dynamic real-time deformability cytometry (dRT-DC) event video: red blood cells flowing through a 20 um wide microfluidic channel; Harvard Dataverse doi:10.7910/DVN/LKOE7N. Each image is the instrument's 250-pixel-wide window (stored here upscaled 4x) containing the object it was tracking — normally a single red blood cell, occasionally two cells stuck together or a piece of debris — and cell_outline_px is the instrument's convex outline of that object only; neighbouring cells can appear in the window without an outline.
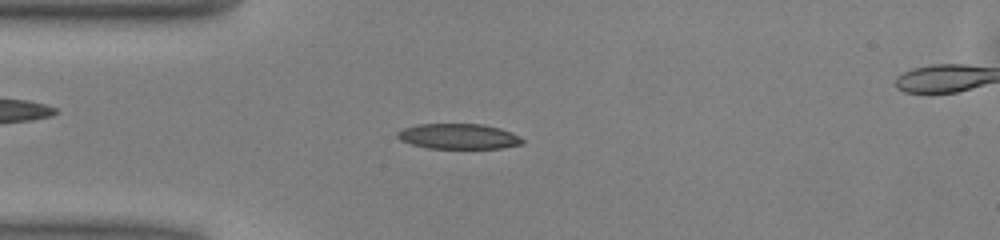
{"species": "common noctule bat (a hibernating species)", "species_latin": "Nyctalus noctula", "temperature_condition": "warm", "stored_images_in_passage": 50, "camera_frame_rate_fps": 3000, "um_per_image_px": 0.085, "animal": {"sex": "male", "body_mass_g": 13.0, "forearm_length_mm": 53.1}, "frame": {"image": 1, "passage_image": 13, "time_ms": 4.0, "image_size_px": [1000, 240], "cell_outline_px": [[524, 144], [500, 148], [428, 148], [412, 144], [400, 140], [396, 136], [396, 132], [404, 128], [416, 124], [484, 124], [500, 128], [512, 132], [520, 136], [524, 140]], "centroid_in_image_um": [38.99, 11.58], "position_along_channel_um": 46.0, "area_um2": 18.55}}
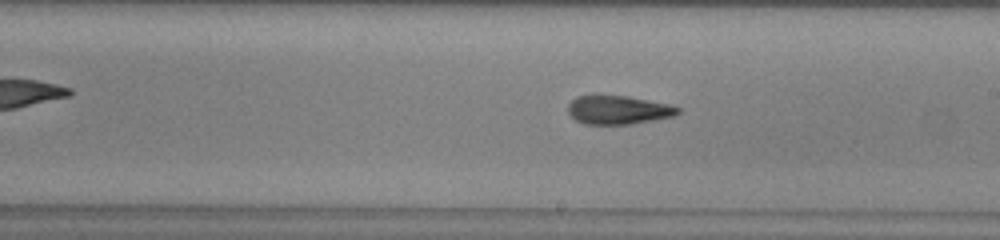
{"frame": {"image": 2, "passage_image": 28, "time_ms": 9.0, "image_size_px": [1000, 240], "cell_outline_px": [[680, 112], [672, 116], [652, 120], [628, 124], [584, 124], [576, 120], [568, 112], [568, 104], [576, 96], [628, 96], [668, 104], [680, 108]], "centroid_in_image_um": [52.53, 9.34], "position_along_channel_um": 236.5, "area_um2": 18.03}}
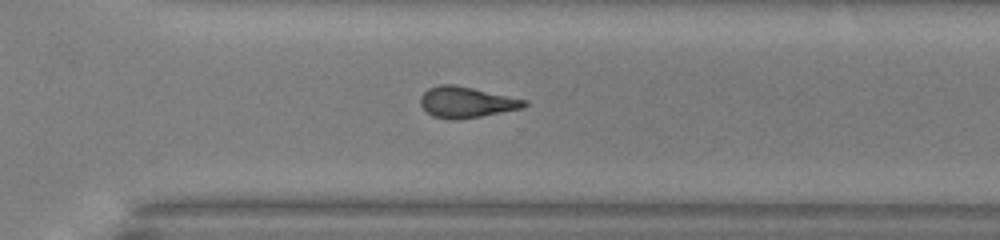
{"frame": {"image": 3, "passage_image": 35, "time_ms": 11.333, "image_size_px": [1000, 240], "cell_outline_px": [[528, 104], [524, 108], [480, 116], [456, 120], [452, 120], [432, 116], [420, 104], [420, 96], [428, 88], [440, 84], [456, 84], [528, 100]], "centroid_in_image_um": [39.65, 8.68], "position_along_channel_um": 331.0, "area_um2": 18.84}, "authors_computed_cell_mechanics": {"area_um2": 18.5538, "velocity_mm_per_s": 4.0476, "shape_relaxation_time_tau1_ms": 8.3562, "shape_relaxation_time_tau2_ms": 1.9228, "deformation_change_tau1": 0.2335, "deformation_change_tau2": 0.1004}}